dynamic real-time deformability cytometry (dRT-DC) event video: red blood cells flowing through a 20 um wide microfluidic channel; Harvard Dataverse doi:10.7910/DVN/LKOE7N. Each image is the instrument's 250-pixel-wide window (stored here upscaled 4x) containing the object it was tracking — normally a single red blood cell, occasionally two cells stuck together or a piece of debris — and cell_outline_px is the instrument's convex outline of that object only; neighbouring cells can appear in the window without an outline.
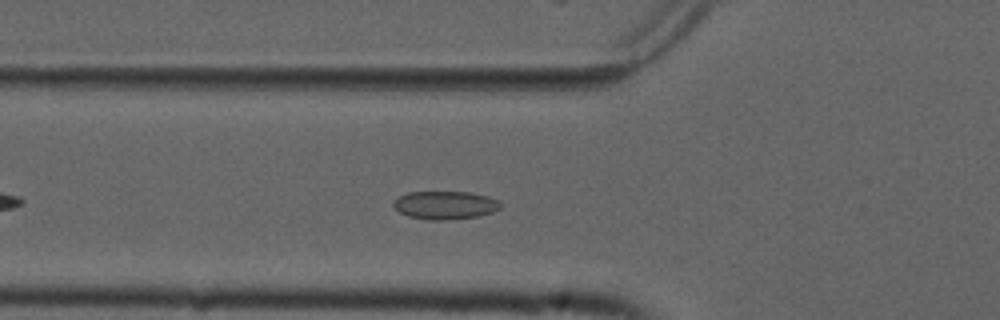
{"species": "common noctule bat (a hibernating species)", "species_latin": "Nyctalus noctula", "temperature_condition": "cold", "stored_images_in_passage": 38, "camera_frame_rate_fps": 3000, "um_per_image_px": 0.085, "animal": {"sex": "male", "forearm_length_mm": 52.5}, "frame": {"image": 1, "passage_image": 9, "time_ms": 2.667, "image_size_px": [1000, 320], "cell_outline_px": [[500, 208], [492, 212], [480, 216], [448, 220], [428, 220], [408, 216], [400, 212], [392, 204], [392, 200], [408, 192], [472, 192], [488, 196], [496, 200], [500, 204]], "centroid_in_image_um": [37.82, 17.44], "position_along_channel_um": 88.0, "area_um2": 17.63}}
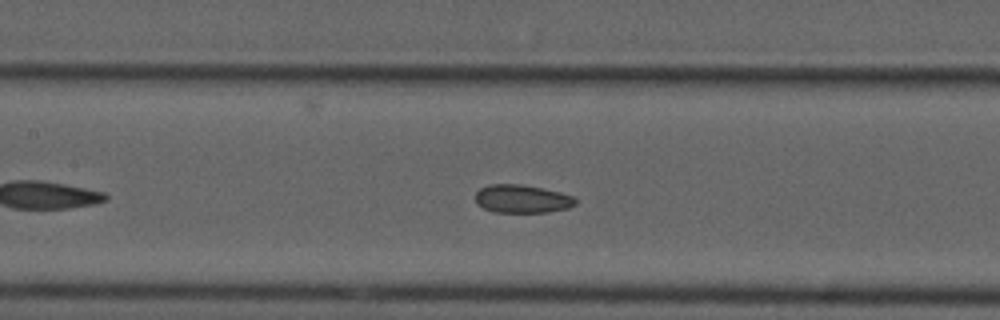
{"frame": {"image": 2, "passage_image": 15, "time_ms": 4.667, "image_size_px": [1000, 320], "cell_outline_px": [[580, 200], [576, 204], [568, 208], [548, 212], [492, 212], [476, 204], [476, 192], [480, 188], [488, 184], [520, 184], [560, 192], [572, 196]], "centroid_in_image_um": [44.38, 16.9], "position_along_channel_um": 163.0, "area_um2": 16.53}}
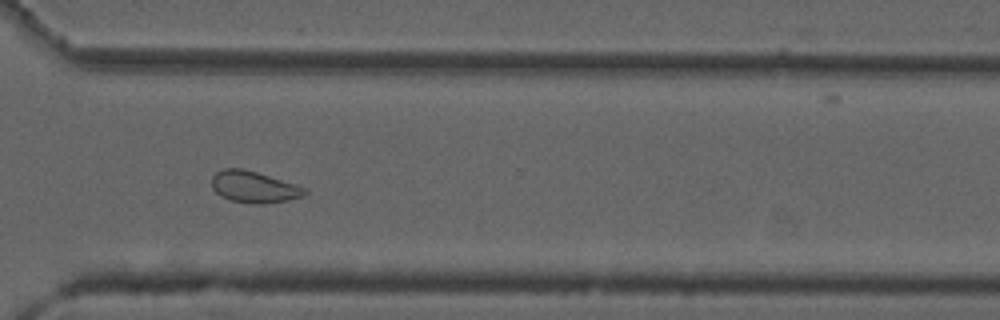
{"frame": {"image": 3, "passage_image": 30, "time_ms": 9.667, "image_size_px": [1000, 320], "cell_outline_px": [[308, 192], [304, 196], [288, 200], [264, 204], [252, 204], [228, 200], [220, 196], [212, 188], [212, 176], [216, 172], [224, 168], [240, 168], [256, 172], [296, 184], [308, 188]], "centroid_in_image_um": [21.59, 15.9], "position_along_channel_um": 349.0, "area_um2": 17.28}, "authors_computed_cell_mechanics": {"area_um2": 17.3111, "velocity_mm_per_s": 3.7272, "shape_relaxation_time_tau1_ms": null, "shape_relaxation_time_tau2_ms": 1.9409, "deformation_change_tau1": null, "deformation_change_tau2": 0.0796}}